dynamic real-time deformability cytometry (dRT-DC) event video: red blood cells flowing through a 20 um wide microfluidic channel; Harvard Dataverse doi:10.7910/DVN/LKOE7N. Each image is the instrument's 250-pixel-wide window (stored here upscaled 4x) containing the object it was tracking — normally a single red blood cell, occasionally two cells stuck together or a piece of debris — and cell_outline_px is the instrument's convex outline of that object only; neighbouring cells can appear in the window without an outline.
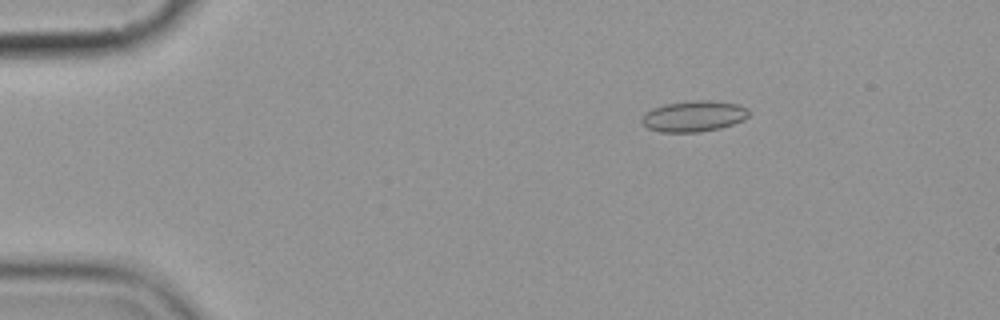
{"species": "common noctule bat (a hibernating species)", "species_latin": "Nyctalus noctula", "temperature_condition": "cold", "stored_images_in_passage": 6, "camera_frame_rate_fps": 3000, "um_per_image_px": 0.085, "animal": {"sex": "female", "body_mass_g": 19.9}, "frame": {"image": 1, "passage_image": 3, "time_ms": 2.333, "image_size_px": [1000, 320], "cell_outline_px": [[748, 116], [744, 120], [720, 128], [700, 132], [660, 132], [648, 128], [640, 120], [652, 108], [664, 104], [696, 100], [708, 100], [740, 104], [748, 108]], "centroid_in_image_um": [59.0, 9.87], "position_along_channel_um": 26.0, "area_um2": 19.25}}
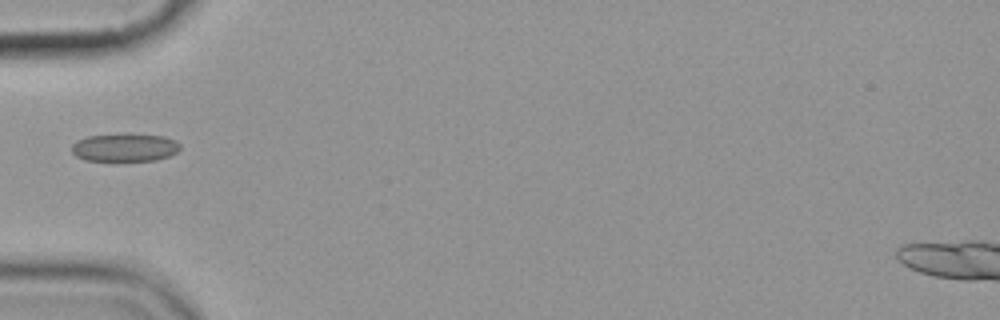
{"frame": {"image": 2, "passage_image": 6, "time_ms": 5.667, "image_size_px": [1000, 320], "cell_outline_px": [[180, 148], [176, 152], [168, 156], [156, 160], [84, 160], [76, 156], [72, 152], [72, 144], [76, 140], [88, 136], [124, 132], [164, 136], [176, 140], [180, 144]], "centroid_in_image_um": [10.6, 12.5], "position_along_channel_um": 74.4, "area_um2": 18.03}}